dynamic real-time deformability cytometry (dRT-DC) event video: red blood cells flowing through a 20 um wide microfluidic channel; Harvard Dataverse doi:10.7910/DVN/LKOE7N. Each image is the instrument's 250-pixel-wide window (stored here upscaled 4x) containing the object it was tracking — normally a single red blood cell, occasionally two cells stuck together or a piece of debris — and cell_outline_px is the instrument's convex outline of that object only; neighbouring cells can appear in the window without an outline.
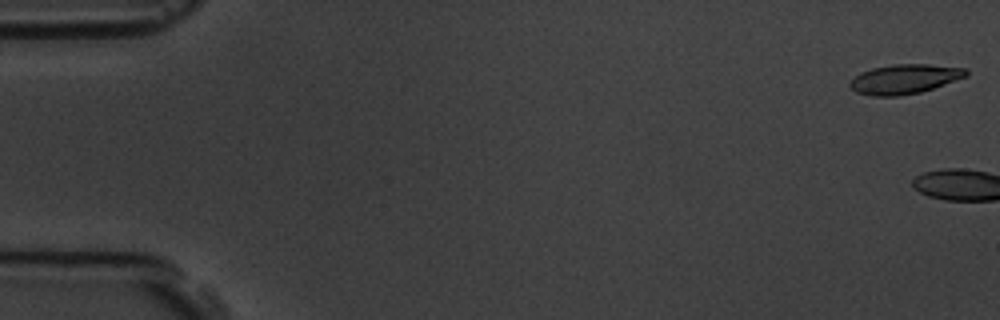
{"species": "common noctule bat (a hibernating species)", "species_latin": "Nyctalus noctula", "temperature_condition": "room temperature", "stored_images_in_passage": 4, "camera_frame_rate_fps": 3000, "um_per_image_px": 0.085, "animal": {"sex": "male", "body_mass_g": 19.5, "forearm_length_mm": 54.6}, "frame": {"image": 1, "passage_image": 1, "time_ms": 0.0, "image_size_px": [1000, 320], "cell_outline_px": [[968, 76], [920, 92], [900, 96], [872, 96], [856, 92], [848, 84], [860, 72], [872, 68], [892, 64], [928, 64], [968, 68]], "centroid_in_image_um": [76.9, 6.71], "position_along_channel_um": 8.1, "area_um2": 20.0}}